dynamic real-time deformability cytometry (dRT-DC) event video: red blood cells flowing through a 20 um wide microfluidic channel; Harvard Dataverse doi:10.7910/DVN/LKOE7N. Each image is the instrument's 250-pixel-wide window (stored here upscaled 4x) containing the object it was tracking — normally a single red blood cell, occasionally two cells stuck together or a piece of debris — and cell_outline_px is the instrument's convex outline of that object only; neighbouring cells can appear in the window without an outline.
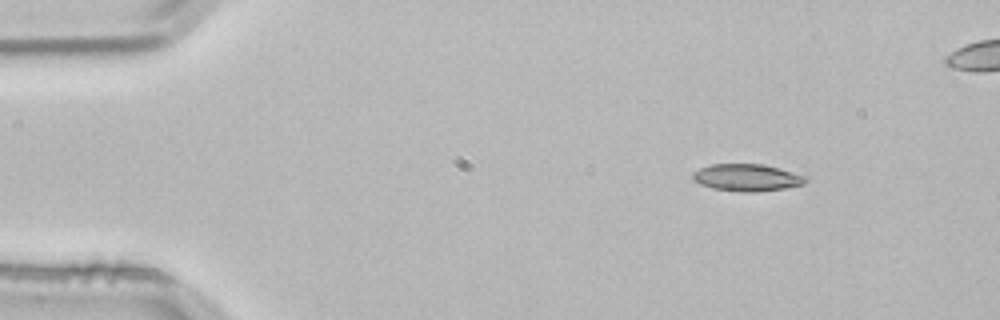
{"species": "common noctule bat (a hibernating species)", "species_latin": "Nyctalus noctula", "temperature_condition": "room temperature", "stored_images_in_passage": 3, "camera_frame_rate_fps": 3000, "um_per_image_px": 0.085, "animal": {"sex": "male", "body_mass_g": 21.5, "forearm_length_mm": 52.0}, "frame": {"image": 1, "passage_image": 1, "time_ms": 0.0, "image_size_px": [1000, 320], "cell_outline_px": [[808, 180], [804, 184], [784, 188], [756, 192], [740, 192], [712, 188], [700, 184], [692, 180], [692, 172], [700, 168], [712, 164], [764, 164], [780, 168], [808, 176]], "centroid_in_image_um": [63.5, 15.09], "position_along_channel_um": 21.5, "area_um2": 18.03}}